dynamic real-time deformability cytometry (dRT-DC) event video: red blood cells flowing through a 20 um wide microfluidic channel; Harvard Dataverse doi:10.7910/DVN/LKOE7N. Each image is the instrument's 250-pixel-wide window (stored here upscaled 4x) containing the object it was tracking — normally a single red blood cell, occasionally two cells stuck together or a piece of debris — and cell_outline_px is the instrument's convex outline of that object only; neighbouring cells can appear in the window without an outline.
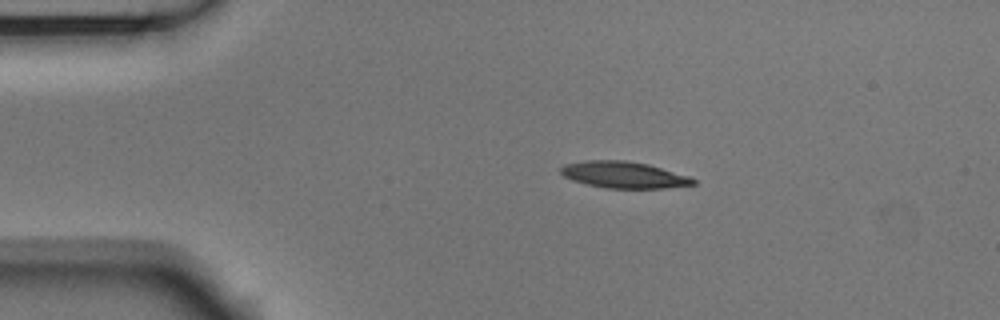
{"species": "Egyptian fruit bat (a non-hibernating species)", "species_latin": "Rousettus aegyptiacus", "temperature_condition": "room temperature", "stored_images_in_passage": 45, "camera_frame_rate_fps": 3000, "um_per_image_px": 0.085, "animal": {"sex": "male"}, "frame": {"image": 1, "passage_image": 1, "time_ms": 0.0, "image_size_px": [1000, 320], "cell_outline_px": [[696, 184], [664, 188], [604, 188], [584, 184], [572, 180], [564, 176], [560, 172], [560, 168], [564, 164], [584, 160], [624, 160], [648, 164], [692, 176], [696, 180]], "centroid_in_image_um": [53.03, 14.86], "position_along_channel_um": 32.0, "area_um2": 20.75}}
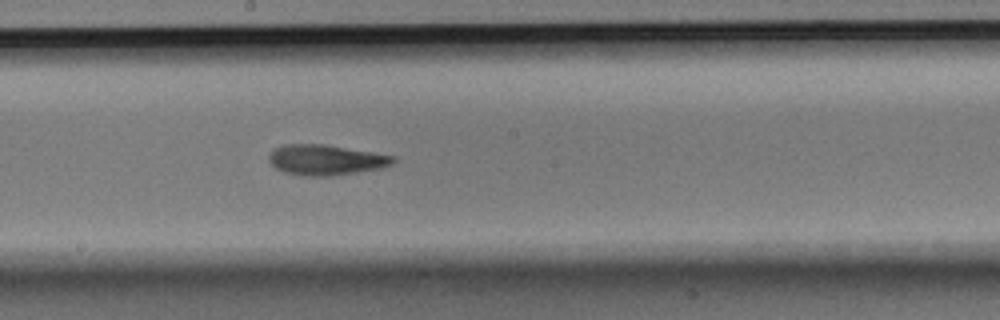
{"frame": {"image": 2, "passage_image": 20, "time_ms": 6.333, "image_size_px": [1000, 320], "cell_outline_px": [[396, 160], [392, 164], [384, 168], [328, 176], [304, 176], [284, 172], [276, 168], [268, 160], [268, 156], [276, 148], [284, 144], [324, 144], [396, 156]], "centroid_in_image_um": [27.72, 13.59], "position_along_channel_um": 220.5, "area_um2": 21.96}}
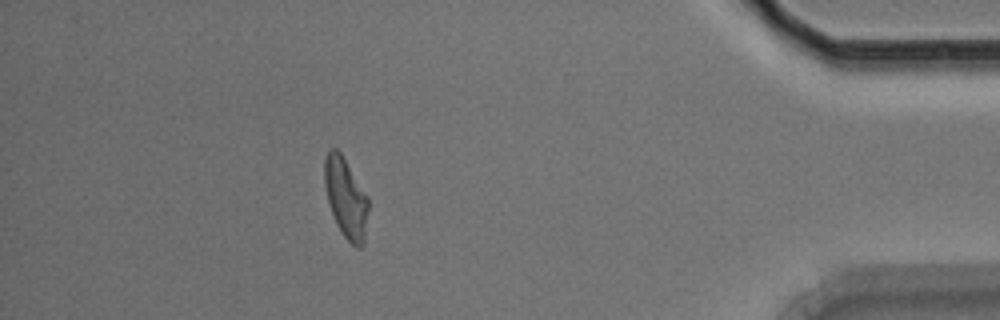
{"frame": {"image": 3, "passage_image": 39, "time_ms": 12.667, "image_size_px": [1000, 320], "cell_outline_px": [[368, 208], [364, 244], [360, 248], [356, 248], [344, 236], [336, 224], [328, 204], [324, 184], [324, 160], [328, 148], [336, 148], [340, 152], [368, 196]], "centroid_in_image_um": [29.38, 16.82], "position_along_channel_um": 405.8, "area_um2": 20.52}, "authors_computed_cell_mechanics": {"area_um2": 21.097, "velocity_mm_per_s": 3.6892, "shape_relaxation_time_tau1_ms": 6.9352, "shape_relaxation_time_tau2_ms": 11.0169, "deformation_change_tau1": 0.2273, "deformation_change_tau2": 0.2069}}